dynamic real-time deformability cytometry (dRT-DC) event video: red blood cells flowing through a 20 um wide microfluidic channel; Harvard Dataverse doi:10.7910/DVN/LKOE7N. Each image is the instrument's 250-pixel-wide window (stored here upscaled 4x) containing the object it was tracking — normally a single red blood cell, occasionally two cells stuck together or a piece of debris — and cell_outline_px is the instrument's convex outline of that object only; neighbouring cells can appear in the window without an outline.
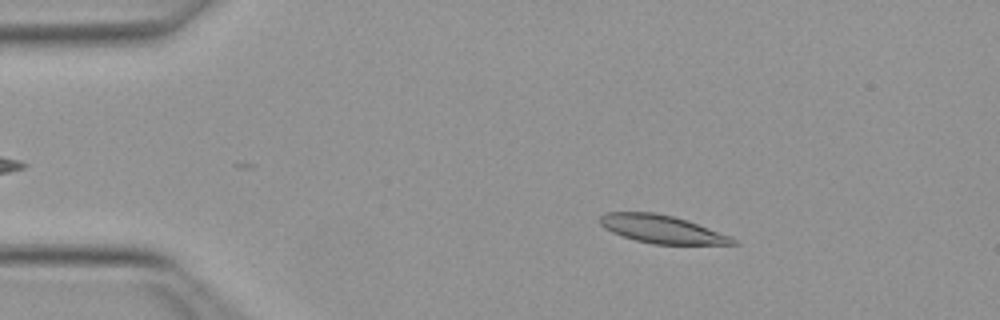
{"species": "Egyptian fruit bat (a non-hibernating species)", "species_latin": "Rousettus aegyptiacus", "temperature_condition": "warm", "stored_images_in_passage": 42, "camera_frame_rate_fps": 3000, "um_per_image_px": 0.085, "animal": {"sex": "female"}, "frame": {"image": 1, "passage_image": 8, "time_ms": 2.333, "image_size_px": [1000, 320], "cell_outline_px": [[740, 244], [652, 244], [636, 240], [612, 232], [604, 228], [600, 224], [600, 216], [604, 212], [656, 212], [688, 220], [732, 236]], "centroid_in_image_um": [56.27, 19.47], "position_along_channel_um": 28.7, "area_um2": 21.73}}
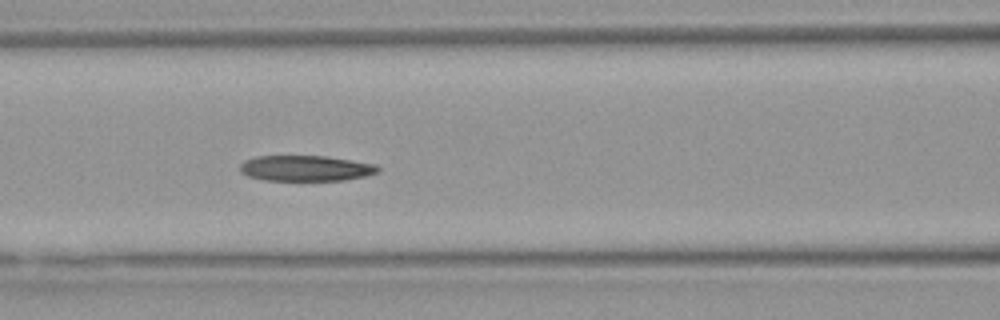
{"frame": {"image": 2, "passage_image": 21, "time_ms": 6.667, "image_size_px": [1000, 320], "cell_outline_px": [[380, 172], [364, 176], [344, 180], [264, 180], [248, 176], [240, 172], [240, 164], [244, 160], [256, 156], [324, 156], [376, 164], [380, 168]], "centroid_in_image_um": [25.97, 14.3], "position_along_channel_um": 140.6, "area_um2": 20.58}}
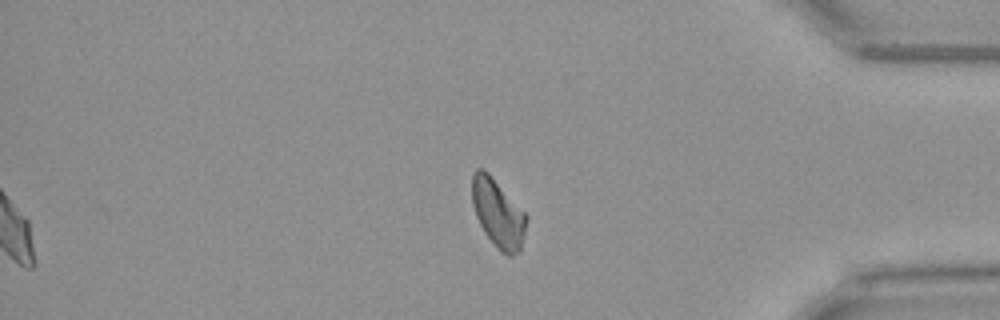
{"frame": {"image": 3, "passage_image": 42, "time_ms": 13.667, "image_size_px": [1000, 320], "cell_outline_px": [[528, 220], [520, 252], [512, 256], [508, 256], [500, 252], [496, 248], [484, 232], [476, 216], [472, 204], [472, 172], [476, 168], [484, 168], [488, 172], [528, 216]], "centroid_in_image_um": [42.33, 18.15], "position_along_channel_um": 392.9, "area_um2": 21.85}, "authors_computed_cell_mechanics": {"area_um2": 21.9351, "velocity_mm_per_s": 3.9979, "shape_relaxation_time_tau1_ms": null, "shape_relaxation_time_tau2_ms": 10.1336, "deformation_change_tau1": null, "deformation_change_tau2": 0.2099}}